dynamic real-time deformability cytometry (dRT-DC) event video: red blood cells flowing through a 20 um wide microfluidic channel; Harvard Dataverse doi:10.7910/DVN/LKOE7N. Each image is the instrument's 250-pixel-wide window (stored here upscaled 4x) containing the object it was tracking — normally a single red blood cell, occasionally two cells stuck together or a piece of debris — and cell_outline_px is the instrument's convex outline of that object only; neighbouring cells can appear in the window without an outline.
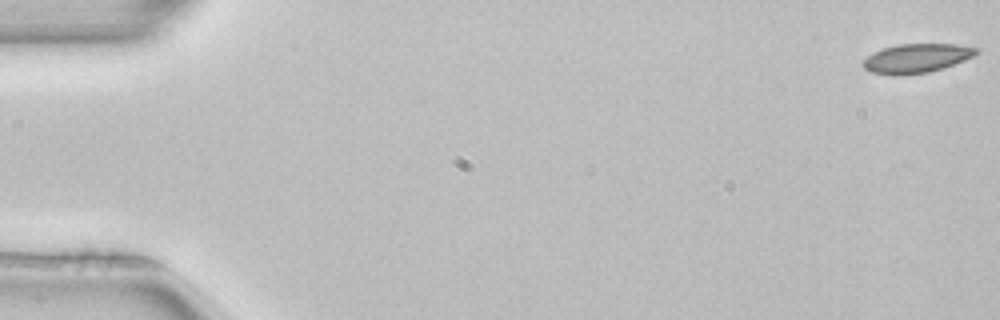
{"species": "common noctule bat (a hibernating species)", "species_latin": "Nyctalus noctula", "temperature_condition": "room temperature", "stored_images_in_passage": 9, "camera_frame_rate_fps": 3000, "um_per_image_px": 0.085, "animal": {"sex": "female", "body_mass_g": 22.7, "forearm_length_mm": 54.2}, "frame": {"image": 1, "passage_image": 1, "time_ms": 0.0, "image_size_px": [1000, 320], "cell_outline_px": [[980, 48], [972, 56], [964, 60], [928, 72], [900, 76], [892, 76], [872, 72], [864, 68], [864, 60], [868, 56], [884, 48], [896, 44], [960, 44]], "centroid_in_image_um": [77.9, 4.95], "position_along_channel_um": 7.1, "area_um2": 18.96}}